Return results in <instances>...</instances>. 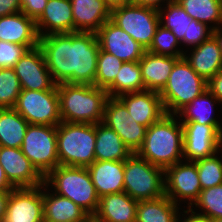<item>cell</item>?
<instances>
[{
    "instance_id": "f546056e",
    "label": "cell",
    "mask_w": 222,
    "mask_h": 222,
    "mask_svg": "<svg viewBox=\"0 0 222 222\" xmlns=\"http://www.w3.org/2000/svg\"><path fill=\"white\" fill-rule=\"evenodd\" d=\"M160 25L171 30L176 38L180 41L183 51L189 49V30L192 18L177 3L170 2L162 7L159 11ZM184 47H186L184 49Z\"/></svg>"
},
{
    "instance_id": "3957f363",
    "label": "cell",
    "mask_w": 222,
    "mask_h": 222,
    "mask_svg": "<svg viewBox=\"0 0 222 222\" xmlns=\"http://www.w3.org/2000/svg\"><path fill=\"white\" fill-rule=\"evenodd\" d=\"M62 122L97 124L103 121L108 93L89 84H57Z\"/></svg>"
},
{
    "instance_id": "d4e9b609",
    "label": "cell",
    "mask_w": 222,
    "mask_h": 222,
    "mask_svg": "<svg viewBox=\"0 0 222 222\" xmlns=\"http://www.w3.org/2000/svg\"><path fill=\"white\" fill-rule=\"evenodd\" d=\"M43 222H85L89 215L72 200L51 191L44 183Z\"/></svg>"
},
{
    "instance_id": "277c9868",
    "label": "cell",
    "mask_w": 222,
    "mask_h": 222,
    "mask_svg": "<svg viewBox=\"0 0 222 222\" xmlns=\"http://www.w3.org/2000/svg\"><path fill=\"white\" fill-rule=\"evenodd\" d=\"M44 184L54 193L72 200L89 216L95 214L99 197L87 167L58 165L44 177Z\"/></svg>"
},
{
    "instance_id": "ac0fdd59",
    "label": "cell",
    "mask_w": 222,
    "mask_h": 222,
    "mask_svg": "<svg viewBox=\"0 0 222 222\" xmlns=\"http://www.w3.org/2000/svg\"><path fill=\"white\" fill-rule=\"evenodd\" d=\"M118 99L126 106L129 115L146 128L158 122L166 114L162 99L155 91L127 93Z\"/></svg>"
},
{
    "instance_id": "1f68e13d",
    "label": "cell",
    "mask_w": 222,
    "mask_h": 222,
    "mask_svg": "<svg viewBox=\"0 0 222 222\" xmlns=\"http://www.w3.org/2000/svg\"><path fill=\"white\" fill-rule=\"evenodd\" d=\"M194 20L205 23L212 30L222 26V0H176Z\"/></svg>"
},
{
    "instance_id": "f6af8a7d",
    "label": "cell",
    "mask_w": 222,
    "mask_h": 222,
    "mask_svg": "<svg viewBox=\"0 0 222 222\" xmlns=\"http://www.w3.org/2000/svg\"><path fill=\"white\" fill-rule=\"evenodd\" d=\"M175 0H131V4L160 10L166 4Z\"/></svg>"
},
{
    "instance_id": "e575fe53",
    "label": "cell",
    "mask_w": 222,
    "mask_h": 222,
    "mask_svg": "<svg viewBox=\"0 0 222 222\" xmlns=\"http://www.w3.org/2000/svg\"><path fill=\"white\" fill-rule=\"evenodd\" d=\"M195 163L202 190L222 184V148Z\"/></svg>"
},
{
    "instance_id": "8d00e7d4",
    "label": "cell",
    "mask_w": 222,
    "mask_h": 222,
    "mask_svg": "<svg viewBox=\"0 0 222 222\" xmlns=\"http://www.w3.org/2000/svg\"><path fill=\"white\" fill-rule=\"evenodd\" d=\"M122 64L123 61L113 54L99 50L94 86L106 89L115 80Z\"/></svg>"
},
{
    "instance_id": "f907efd6",
    "label": "cell",
    "mask_w": 222,
    "mask_h": 222,
    "mask_svg": "<svg viewBox=\"0 0 222 222\" xmlns=\"http://www.w3.org/2000/svg\"><path fill=\"white\" fill-rule=\"evenodd\" d=\"M85 222H102L100 220H98L97 218H95L94 216H89Z\"/></svg>"
},
{
    "instance_id": "30bf717a",
    "label": "cell",
    "mask_w": 222,
    "mask_h": 222,
    "mask_svg": "<svg viewBox=\"0 0 222 222\" xmlns=\"http://www.w3.org/2000/svg\"><path fill=\"white\" fill-rule=\"evenodd\" d=\"M14 109L29 124L57 126L61 122L57 84L51 90L22 89Z\"/></svg>"
},
{
    "instance_id": "681fc988",
    "label": "cell",
    "mask_w": 222,
    "mask_h": 222,
    "mask_svg": "<svg viewBox=\"0 0 222 222\" xmlns=\"http://www.w3.org/2000/svg\"><path fill=\"white\" fill-rule=\"evenodd\" d=\"M212 36L216 39L222 55V26L212 30Z\"/></svg>"
},
{
    "instance_id": "5b68a950",
    "label": "cell",
    "mask_w": 222,
    "mask_h": 222,
    "mask_svg": "<svg viewBox=\"0 0 222 222\" xmlns=\"http://www.w3.org/2000/svg\"><path fill=\"white\" fill-rule=\"evenodd\" d=\"M56 136L59 165L88 167L95 161L96 124L61 121Z\"/></svg>"
},
{
    "instance_id": "4dcf8cb0",
    "label": "cell",
    "mask_w": 222,
    "mask_h": 222,
    "mask_svg": "<svg viewBox=\"0 0 222 222\" xmlns=\"http://www.w3.org/2000/svg\"><path fill=\"white\" fill-rule=\"evenodd\" d=\"M29 123L14 109H0V146L21 148Z\"/></svg>"
},
{
    "instance_id": "9c48e42d",
    "label": "cell",
    "mask_w": 222,
    "mask_h": 222,
    "mask_svg": "<svg viewBox=\"0 0 222 222\" xmlns=\"http://www.w3.org/2000/svg\"><path fill=\"white\" fill-rule=\"evenodd\" d=\"M110 20L146 50L160 25L158 10L133 4L111 9Z\"/></svg>"
},
{
    "instance_id": "60d3db41",
    "label": "cell",
    "mask_w": 222,
    "mask_h": 222,
    "mask_svg": "<svg viewBox=\"0 0 222 222\" xmlns=\"http://www.w3.org/2000/svg\"><path fill=\"white\" fill-rule=\"evenodd\" d=\"M48 0H20L21 12L35 21L42 15Z\"/></svg>"
},
{
    "instance_id": "7dc6e473",
    "label": "cell",
    "mask_w": 222,
    "mask_h": 222,
    "mask_svg": "<svg viewBox=\"0 0 222 222\" xmlns=\"http://www.w3.org/2000/svg\"><path fill=\"white\" fill-rule=\"evenodd\" d=\"M15 187L8 181L4 169L0 164V191H12Z\"/></svg>"
},
{
    "instance_id": "6da1fadb",
    "label": "cell",
    "mask_w": 222,
    "mask_h": 222,
    "mask_svg": "<svg viewBox=\"0 0 222 222\" xmlns=\"http://www.w3.org/2000/svg\"><path fill=\"white\" fill-rule=\"evenodd\" d=\"M45 63L56 84L94 85L99 42L96 33H55L39 37Z\"/></svg>"
},
{
    "instance_id": "ffe728a7",
    "label": "cell",
    "mask_w": 222,
    "mask_h": 222,
    "mask_svg": "<svg viewBox=\"0 0 222 222\" xmlns=\"http://www.w3.org/2000/svg\"><path fill=\"white\" fill-rule=\"evenodd\" d=\"M35 22L39 37L74 32L71 1L48 0L44 12Z\"/></svg>"
},
{
    "instance_id": "8992f818",
    "label": "cell",
    "mask_w": 222,
    "mask_h": 222,
    "mask_svg": "<svg viewBox=\"0 0 222 222\" xmlns=\"http://www.w3.org/2000/svg\"><path fill=\"white\" fill-rule=\"evenodd\" d=\"M207 89V81L199 76L184 57L179 58L159 93L166 114H176Z\"/></svg>"
},
{
    "instance_id": "83f0119b",
    "label": "cell",
    "mask_w": 222,
    "mask_h": 222,
    "mask_svg": "<svg viewBox=\"0 0 222 222\" xmlns=\"http://www.w3.org/2000/svg\"><path fill=\"white\" fill-rule=\"evenodd\" d=\"M95 160L125 161L132 151L120 136L103 122L96 124Z\"/></svg>"
},
{
    "instance_id": "ee69618b",
    "label": "cell",
    "mask_w": 222,
    "mask_h": 222,
    "mask_svg": "<svg viewBox=\"0 0 222 222\" xmlns=\"http://www.w3.org/2000/svg\"><path fill=\"white\" fill-rule=\"evenodd\" d=\"M21 11L20 0H0V17Z\"/></svg>"
},
{
    "instance_id": "f1b7e54d",
    "label": "cell",
    "mask_w": 222,
    "mask_h": 222,
    "mask_svg": "<svg viewBox=\"0 0 222 222\" xmlns=\"http://www.w3.org/2000/svg\"><path fill=\"white\" fill-rule=\"evenodd\" d=\"M182 208L166 195L154 200L138 201L136 222H177Z\"/></svg>"
},
{
    "instance_id": "bcb514c9",
    "label": "cell",
    "mask_w": 222,
    "mask_h": 222,
    "mask_svg": "<svg viewBox=\"0 0 222 222\" xmlns=\"http://www.w3.org/2000/svg\"><path fill=\"white\" fill-rule=\"evenodd\" d=\"M10 191H0V222L5 218Z\"/></svg>"
},
{
    "instance_id": "7a4b0ae2",
    "label": "cell",
    "mask_w": 222,
    "mask_h": 222,
    "mask_svg": "<svg viewBox=\"0 0 222 222\" xmlns=\"http://www.w3.org/2000/svg\"><path fill=\"white\" fill-rule=\"evenodd\" d=\"M183 128L174 114H165L146 129L142 146L136 154L164 170L183 161Z\"/></svg>"
},
{
    "instance_id": "4fadbf2b",
    "label": "cell",
    "mask_w": 222,
    "mask_h": 222,
    "mask_svg": "<svg viewBox=\"0 0 222 222\" xmlns=\"http://www.w3.org/2000/svg\"><path fill=\"white\" fill-rule=\"evenodd\" d=\"M102 122L120 136L132 153L142 146L147 128L129 115L128 109L118 98L107 99Z\"/></svg>"
},
{
    "instance_id": "b9f144b4",
    "label": "cell",
    "mask_w": 222,
    "mask_h": 222,
    "mask_svg": "<svg viewBox=\"0 0 222 222\" xmlns=\"http://www.w3.org/2000/svg\"><path fill=\"white\" fill-rule=\"evenodd\" d=\"M207 89L222 104V70L217 72L208 82Z\"/></svg>"
},
{
    "instance_id": "7bdbcfd3",
    "label": "cell",
    "mask_w": 222,
    "mask_h": 222,
    "mask_svg": "<svg viewBox=\"0 0 222 222\" xmlns=\"http://www.w3.org/2000/svg\"><path fill=\"white\" fill-rule=\"evenodd\" d=\"M177 222H212V220L193 212L190 208H182Z\"/></svg>"
},
{
    "instance_id": "d6a6232c",
    "label": "cell",
    "mask_w": 222,
    "mask_h": 222,
    "mask_svg": "<svg viewBox=\"0 0 222 222\" xmlns=\"http://www.w3.org/2000/svg\"><path fill=\"white\" fill-rule=\"evenodd\" d=\"M109 97L144 91L139 62H123L115 80L105 89Z\"/></svg>"
},
{
    "instance_id": "8fae6325",
    "label": "cell",
    "mask_w": 222,
    "mask_h": 222,
    "mask_svg": "<svg viewBox=\"0 0 222 222\" xmlns=\"http://www.w3.org/2000/svg\"><path fill=\"white\" fill-rule=\"evenodd\" d=\"M164 182L165 195L183 208H190L202 190L195 162L183 160L167 167Z\"/></svg>"
},
{
    "instance_id": "816d5d0a",
    "label": "cell",
    "mask_w": 222,
    "mask_h": 222,
    "mask_svg": "<svg viewBox=\"0 0 222 222\" xmlns=\"http://www.w3.org/2000/svg\"><path fill=\"white\" fill-rule=\"evenodd\" d=\"M212 222H222V218L212 219Z\"/></svg>"
},
{
    "instance_id": "74e56055",
    "label": "cell",
    "mask_w": 222,
    "mask_h": 222,
    "mask_svg": "<svg viewBox=\"0 0 222 222\" xmlns=\"http://www.w3.org/2000/svg\"><path fill=\"white\" fill-rule=\"evenodd\" d=\"M22 91L13 68H0V109L14 108Z\"/></svg>"
},
{
    "instance_id": "52a82bcc",
    "label": "cell",
    "mask_w": 222,
    "mask_h": 222,
    "mask_svg": "<svg viewBox=\"0 0 222 222\" xmlns=\"http://www.w3.org/2000/svg\"><path fill=\"white\" fill-rule=\"evenodd\" d=\"M124 191L136 201L163 197L164 169L132 153L124 161Z\"/></svg>"
},
{
    "instance_id": "ab89813d",
    "label": "cell",
    "mask_w": 222,
    "mask_h": 222,
    "mask_svg": "<svg viewBox=\"0 0 222 222\" xmlns=\"http://www.w3.org/2000/svg\"><path fill=\"white\" fill-rule=\"evenodd\" d=\"M212 35V29L205 23L192 20L189 30V49L200 45Z\"/></svg>"
},
{
    "instance_id": "484cf974",
    "label": "cell",
    "mask_w": 222,
    "mask_h": 222,
    "mask_svg": "<svg viewBox=\"0 0 222 222\" xmlns=\"http://www.w3.org/2000/svg\"><path fill=\"white\" fill-rule=\"evenodd\" d=\"M137 203L125 191L105 195L93 216L102 222H136Z\"/></svg>"
},
{
    "instance_id": "2e32d148",
    "label": "cell",
    "mask_w": 222,
    "mask_h": 222,
    "mask_svg": "<svg viewBox=\"0 0 222 222\" xmlns=\"http://www.w3.org/2000/svg\"><path fill=\"white\" fill-rule=\"evenodd\" d=\"M13 69L22 89L44 91L51 90L56 85L39 46L28 50Z\"/></svg>"
},
{
    "instance_id": "e0dca14e",
    "label": "cell",
    "mask_w": 222,
    "mask_h": 222,
    "mask_svg": "<svg viewBox=\"0 0 222 222\" xmlns=\"http://www.w3.org/2000/svg\"><path fill=\"white\" fill-rule=\"evenodd\" d=\"M0 164L15 188L36 187L44 183V177L22 153L21 148L0 146Z\"/></svg>"
},
{
    "instance_id": "f35d334b",
    "label": "cell",
    "mask_w": 222,
    "mask_h": 222,
    "mask_svg": "<svg viewBox=\"0 0 222 222\" xmlns=\"http://www.w3.org/2000/svg\"><path fill=\"white\" fill-rule=\"evenodd\" d=\"M28 50L26 46L0 40V68H13Z\"/></svg>"
},
{
    "instance_id": "5bb4252c",
    "label": "cell",
    "mask_w": 222,
    "mask_h": 222,
    "mask_svg": "<svg viewBox=\"0 0 222 222\" xmlns=\"http://www.w3.org/2000/svg\"><path fill=\"white\" fill-rule=\"evenodd\" d=\"M43 213L42 185L14 188L2 222H43Z\"/></svg>"
},
{
    "instance_id": "603a6c76",
    "label": "cell",
    "mask_w": 222,
    "mask_h": 222,
    "mask_svg": "<svg viewBox=\"0 0 222 222\" xmlns=\"http://www.w3.org/2000/svg\"><path fill=\"white\" fill-rule=\"evenodd\" d=\"M87 169L99 198L124 192V161L95 160Z\"/></svg>"
},
{
    "instance_id": "7c38bea8",
    "label": "cell",
    "mask_w": 222,
    "mask_h": 222,
    "mask_svg": "<svg viewBox=\"0 0 222 222\" xmlns=\"http://www.w3.org/2000/svg\"><path fill=\"white\" fill-rule=\"evenodd\" d=\"M183 128V160L195 162L214 155L222 148V125L181 122Z\"/></svg>"
},
{
    "instance_id": "836d02e7",
    "label": "cell",
    "mask_w": 222,
    "mask_h": 222,
    "mask_svg": "<svg viewBox=\"0 0 222 222\" xmlns=\"http://www.w3.org/2000/svg\"><path fill=\"white\" fill-rule=\"evenodd\" d=\"M190 209L211 220L222 218V184L201 190Z\"/></svg>"
},
{
    "instance_id": "cb8c5ba5",
    "label": "cell",
    "mask_w": 222,
    "mask_h": 222,
    "mask_svg": "<svg viewBox=\"0 0 222 222\" xmlns=\"http://www.w3.org/2000/svg\"><path fill=\"white\" fill-rule=\"evenodd\" d=\"M182 57L157 55L145 51L139 60L145 90L160 93L168 82L175 62Z\"/></svg>"
},
{
    "instance_id": "4316f807",
    "label": "cell",
    "mask_w": 222,
    "mask_h": 222,
    "mask_svg": "<svg viewBox=\"0 0 222 222\" xmlns=\"http://www.w3.org/2000/svg\"><path fill=\"white\" fill-rule=\"evenodd\" d=\"M216 105H220V109H222V104L208 89H206L200 96L186 104L175 115L178 117L180 122H197L204 125H222V119L218 116L219 114L215 116V112L218 110Z\"/></svg>"
},
{
    "instance_id": "44dd1931",
    "label": "cell",
    "mask_w": 222,
    "mask_h": 222,
    "mask_svg": "<svg viewBox=\"0 0 222 222\" xmlns=\"http://www.w3.org/2000/svg\"><path fill=\"white\" fill-rule=\"evenodd\" d=\"M183 57L205 81L222 70V55L216 39L211 35L200 45L184 51Z\"/></svg>"
},
{
    "instance_id": "ba28073f",
    "label": "cell",
    "mask_w": 222,
    "mask_h": 222,
    "mask_svg": "<svg viewBox=\"0 0 222 222\" xmlns=\"http://www.w3.org/2000/svg\"><path fill=\"white\" fill-rule=\"evenodd\" d=\"M21 150L45 177L59 165L56 126L29 124Z\"/></svg>"
},
{
    "instance_id": "d590c367",
    "label": "cell",
    "mask_w": 222,
    "mask_h": 222,
    "mask_svg": "<svg viewBox=\"0 0 222 222\" xmlns=\"http://www.w3.org/2000/svg\"><path fill=\"white\" fill-rule=\"evenodd\" d=\"M147 51L157 55L183 57L184 51L180 41L171 30L159 25L155 31L153 41Z\"/></svg>"
},
{
    "instance_id": "7402d4cb",
    "label": "cell",
    "mask_w": 222,
    "mask_h": 222,
    "mask_svg": "<svg viewBox=\"0 0 222 222\" xmlns=\"http://www.w3.org/2000/svg\"><path fill=\"white\" fill-rule=\"evenodd\" d=\"M74 32L96 33L108 20L111 9L104 0H70Z\"/></svg>"
},
{
    "instance_id": "9a60e30c",
    "label": "cell",
    "mask_w": 222,
    "mask_h": 222,
    "mask_svg": "<svg viewBox=\"0 0 222 222\" xmlns=\"http://www.w3.org/2000/svg\"><path fill=\"white\" fill-rule=\"evenodd\" d=\"M100 50L113 54L123 62H139L146 49L128 33L108 20L97 32Z\"/></svg>"
},
{
    "instance_id": "d6986e66",
    "label": "cell",
    "mask_w": 222,
    "mask_h": 222,
    "mask_svg": "<svg viewBox=\"0 0 222 222\" xmlns=\"http://www.w3.org/2000/svg\"><path fill=\"white\" fill-rule=\"evenodd\" d=\"M0 40L26 46L29 50L38 47L35 20L21 11L0 17Z\"/></svg>"
},
{
    "instance_id": "c3c4849f",
    "label": "cell",
    "mask_w": 222,
    "mask_h": 222,
    "mask_svg": "<svg viewBox=\"0 0 222 222\" xmlns=\"http://www.w3.org/2000/svg\"><path fill=\"white\" fill-rule=\"evenodd\" d=\"M104 1L110 9L131 4V0H104Z\"/></svg>"
}]
</instances>
